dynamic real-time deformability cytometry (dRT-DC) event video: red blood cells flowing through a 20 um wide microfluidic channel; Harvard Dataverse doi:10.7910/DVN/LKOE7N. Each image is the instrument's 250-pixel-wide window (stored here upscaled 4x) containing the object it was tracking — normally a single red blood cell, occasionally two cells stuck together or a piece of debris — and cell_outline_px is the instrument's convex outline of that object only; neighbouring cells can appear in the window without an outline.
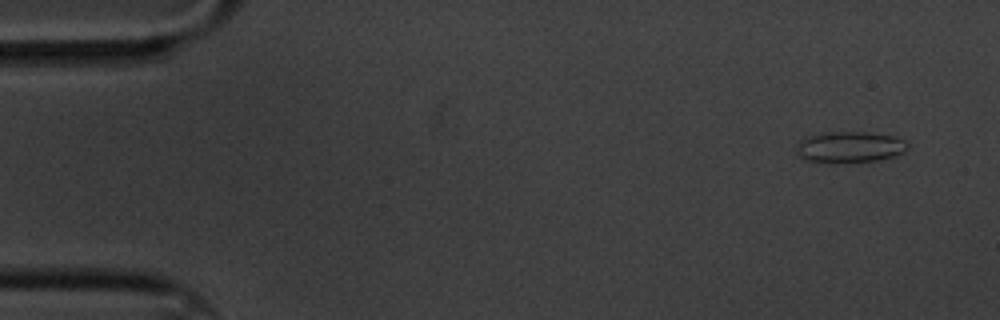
{"species": "common noctule bat (a hibernating species)", "species_latin": "Nyctalus noctula", "temperature_condition": "cold", "stored_images_in_passage": 4, "camera_frame_rate_fps": 3000, "um_per_image_px": 0.085, "animal": {"sex": "male", "body_mass_g": 20.1, "forearm_length_mm": 53.5}, "frame": {"image": 1, "passage_image": 1, "time_ms": 0.0, "image_size_px": [1000, 320], "cell_outline_px": [[908, 148], [904, 152], [880, 160], [836, 164], [828, 164], [804, 160], [796, 156], [796, 148], [800, 140], [804, 136], [824, 132], [864, 132], [892, 136], [904, 140], [908, 144]], "centroid_in_image_um": [72.14, 12.53], "position_along_channel_um": 12.9, "area_um2": 20.75}}
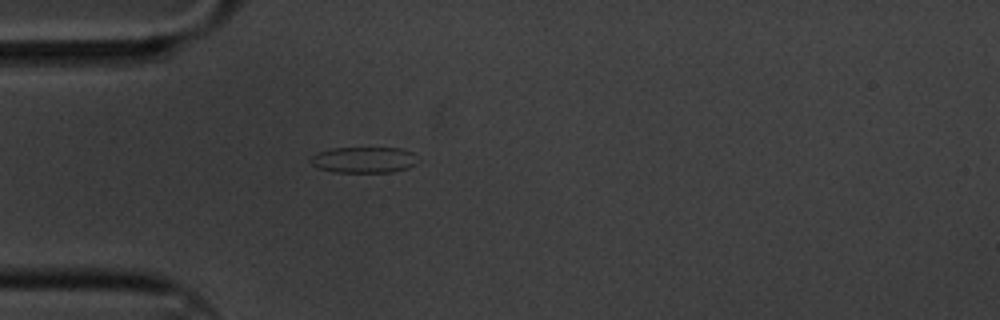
{"frame": {"image": 2, "passage_image": 4, "time_ms": 1.0, "image_size_px": [1000, 320], "cell_outline_px": [[416, 164], [408, 168], [392, 172], [332, 172], [316, 168], [308, 160], [316, 152], [332, 148], [400, 148], [412, 152]], "centroid_in_image_um": [30.85, 13.59], "position_along_channel_um": 54.1, "area_um2": 16.3}}